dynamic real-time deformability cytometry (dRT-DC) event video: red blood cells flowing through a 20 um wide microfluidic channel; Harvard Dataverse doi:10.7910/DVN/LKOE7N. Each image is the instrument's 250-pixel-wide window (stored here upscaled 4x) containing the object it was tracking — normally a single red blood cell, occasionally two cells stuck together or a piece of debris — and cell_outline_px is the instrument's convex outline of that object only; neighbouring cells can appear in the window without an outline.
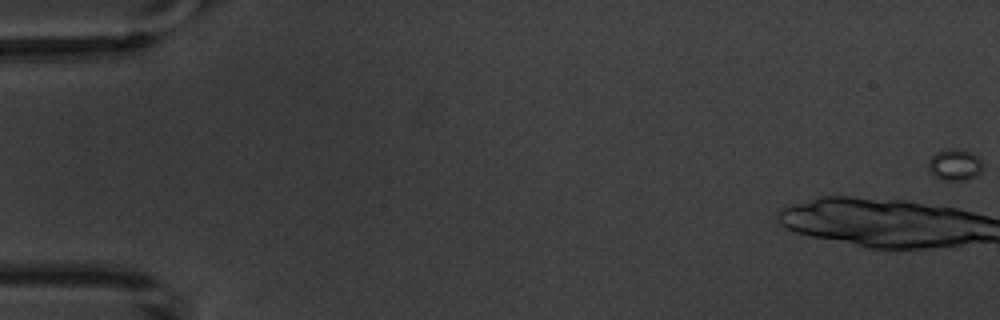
{"species": "common noctule bat (a hibernating species)", "species_latin": "Nyctalus noctula", "temperature_condition": "warm", "stored_images_in_passage": 5, "camera_frame_rate_fps": 3000, "um_per_image_px": 0.085, "animal": {"sex": "male", "body_mass_g": 20.1, "forearm_length_mm": 53.5}, "frame": {"image": 1, "passage_image": 1, "time_ms": 0.0, "image_size_px": [1000, 320], "cell_outline_px": [[984, 164], [980, 172], [976, 176], [968, 180], [940, 180], [932, 176], [928, 172], [928, 160], [936, 152], [952, 148], [956, 148], [972, 152]], "centroid_in_image_um": [81.13, 14.02], "position_along_channel_um": 3.9, "area_um2": 10.23}}